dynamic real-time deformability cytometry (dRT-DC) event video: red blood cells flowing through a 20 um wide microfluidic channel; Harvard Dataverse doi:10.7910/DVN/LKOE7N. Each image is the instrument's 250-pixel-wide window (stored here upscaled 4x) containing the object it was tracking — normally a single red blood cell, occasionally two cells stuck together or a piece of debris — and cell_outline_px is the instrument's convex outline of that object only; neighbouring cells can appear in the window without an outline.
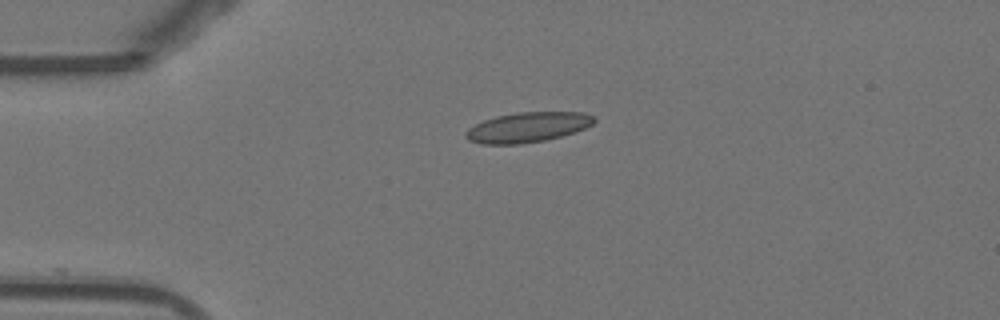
{"species": "Egyptian fruit bat (a non-hibernating species)", "species_latin": "Rousettus aegyptiacus", "temperature_condition": "warm", "stored_images_in_passage": 10, "camera_frame_rate_fps": 3000, "um_per_image_px": 0.085, "animal": {"sex": "female"}, "frame": {"image": 1, "passage_image": 1, "time_ms": 0.0, "image_size_px": [1000, 320], "cell_outline_px": [[596, 120], [592, 124], [576, 132], [544, 140], [520, 144], [480, 144], [468, 140], [464, 136], [464, 132], [468, 128], [484, 120], [496, 116], [516, 112], [584, 112], [592, 116]], "centroid_in_image_um": [44.81, 10.82], "position_along_channel_um": 40.2, "area_um2": 22.48}}
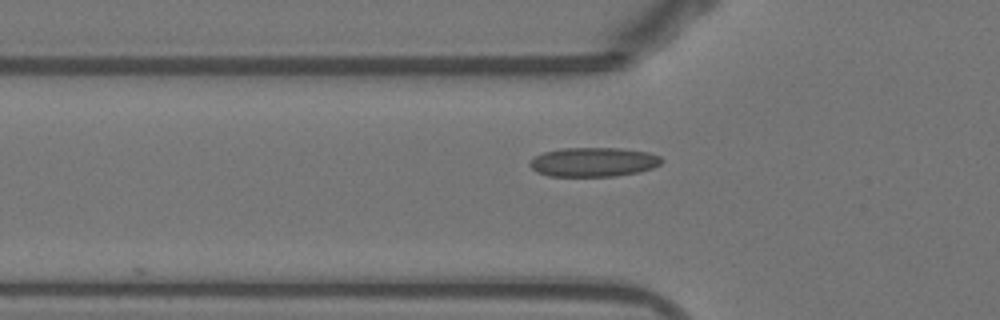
{"frame": {"image": 2, "passage_image": 6, "time_ms": 1.667, "image_size_px": [1000, 320], "cell_outline_px": [[664, 160], [660, 164], [652, 168], [640, 172], [616, 176], [548, 176], [536, 172], [528, 164], [536, 156], [544, 152], [560, 148], [620, 148], [648, 152], [660, 156]], "centroid_in_image_um": [50.46, 13.77], "position_along_channel_um": 75.3, "area_um2": 22.54}}
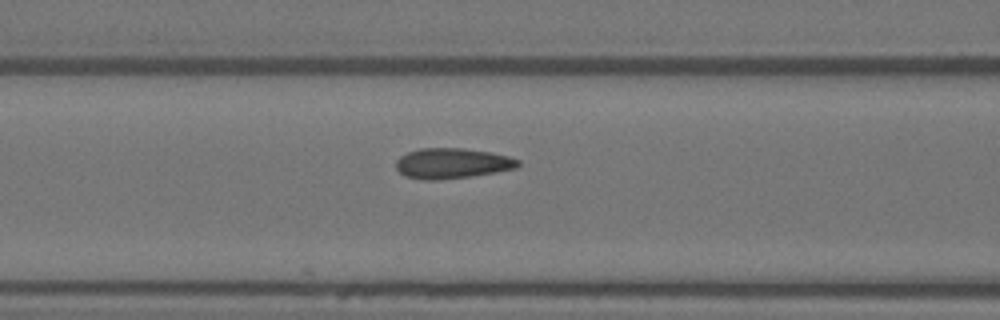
{"frame": {"image": 3, "passage_image": 10, "time_ms": 3.0, "image_size_px": [1000, 320], "cell_outline_px": [[520, 164], [516, 168], [468, 176], [436, 180], [424, 180], [404, 176], [396, 168], [396, 160], [400, 156], [408, 152], [420, 148], [464, 148], [488, 152], [508, 156], [520, 160]], "centroid_in_image_um": [38.39, 13.87], "position_along_channel_um": 128.2, "area_um2": 21.39}}